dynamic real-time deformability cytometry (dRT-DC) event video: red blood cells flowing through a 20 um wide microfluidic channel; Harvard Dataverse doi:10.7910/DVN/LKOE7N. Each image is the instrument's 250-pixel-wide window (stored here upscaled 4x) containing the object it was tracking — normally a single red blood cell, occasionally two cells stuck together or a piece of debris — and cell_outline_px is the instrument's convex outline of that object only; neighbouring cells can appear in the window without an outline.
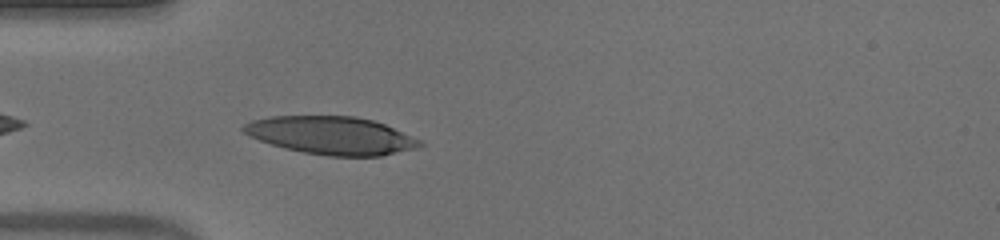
{"species": "human", "species_latin": "Homo sapiens", "temperature_condition": "warm", "stored_images_in_passage": 32, "camera_frame_rate_fps": 3000, "um_per_image_px": 0.085, "donor": {"sex": "male"}, "frame": {"image": 1, "passage_image": 2, "time_ms": 0.333, "image_size_px": [1000, 240], "cell_outline_px": [[424, 144], [412, 148], [380, 156], [328, 156], [304, 152], [284, 148], [248, 136], [240, 128], [244, 124], [252, 120], [268, 116], [356, 116], [372, 120], [384, 124], [420, 140]], "centroid_in_image_um": [28.09, 11.5], "position_along_channel_um": 56.9, "area_um2": 38.61}}
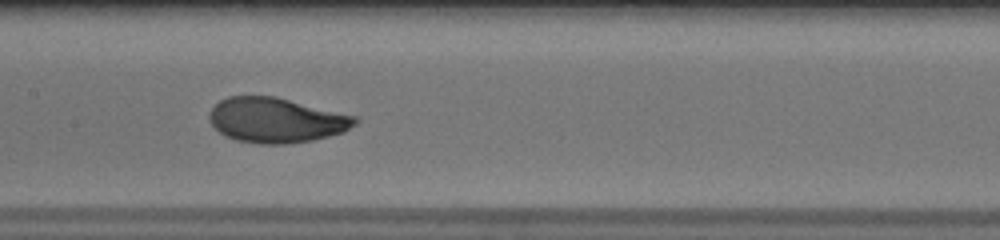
{"frame": {"image": 2, "passage_image": 12, "time_ms": 3.667, "image_size_px": [1000, 240], "cell_outline_px": [[360, 120], [356, 124], [344, 132], [312, 140], [284, 144], [260, 144], [236, 140], [224, 136], [212, 124], [208, 116], [212, 108], [220, 100], [228, 96], [276, 96], [360, 116]], "centroid_in_image_um": [23.53, 10.2], "position_along_channel_um": 183.9, "area_um2": 38.55}}
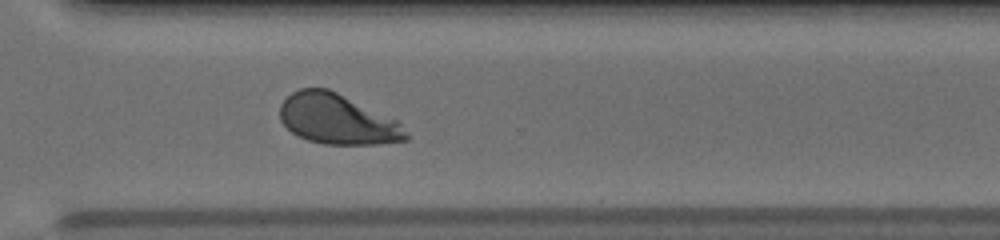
{"frame": {"image": 3, "passage_image": 24, "time_ms": 7.667, "image_size_px": [1000, 240], "cell_outline_px": [[408, 140], [376, 144], [324, 144], [308, 140], [292, 132], [280, 120], [280, 104], [292, 92], [300, 88], [328, 88], [400, 120], [408, 132]], "centroid_in_image_um": [28.72, 10.13], "position_along_channel_um": 341.9, "area_um2": 37.11}, "authors_computed_cell_mechanics": {"area_um2": 38.0324, "velocity_mm_per_s": 3.959, "shape_relaxation_time_tau1_ms": 3.5814, "shape_relaxation_time_tau2_ms": null, "deformation_change_tau1": 0.2021, "deformation_change_tau2": null}}